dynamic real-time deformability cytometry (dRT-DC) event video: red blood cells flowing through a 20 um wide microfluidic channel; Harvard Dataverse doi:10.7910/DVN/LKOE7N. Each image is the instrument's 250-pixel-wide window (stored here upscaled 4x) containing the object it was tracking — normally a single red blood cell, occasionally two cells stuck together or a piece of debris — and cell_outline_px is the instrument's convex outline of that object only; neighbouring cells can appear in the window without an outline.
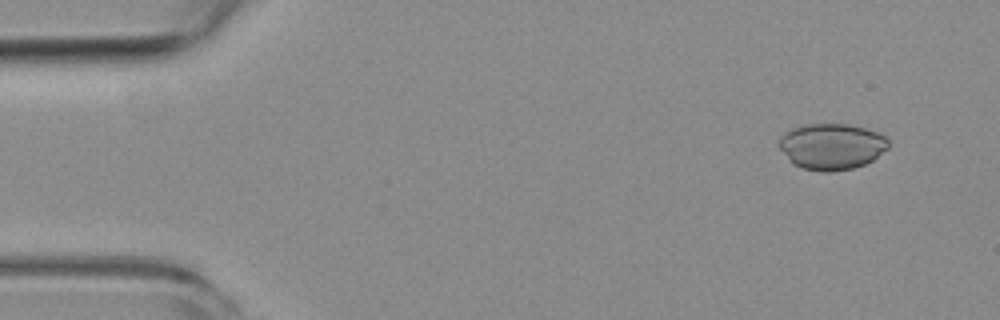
{"species": "common noctule bat (a hibernating species)", "species_latin": "Nyctalus noctula", "temperature_condition": "room temperature", "stored_images_in_passage": 20, "camera_frame_rate_fps": 3000, "um_per_image_px": 0.085, "animal": {"sex": "female", "body_mass_g": 19.3, "forearm_length_mm": 54.1}, "frame": {"image": 1, "passage_image": 4, "time_ms": 1.0, "image_size_px": [1000, 320], "cell_outline_px": [[888, 148], [872, 160], [864, 164], [852, 168], [828, 172], [824, 172], [800, 168], [792, 164], [776, 144], [780, 136], [784, 132], [792, 128], [804, 124], [848, 124], [864, 128], [876, 132], [884, 136], [888, 140]], "centroid_in_image_um": [70.63, 12.45], "position_along_channel_um": 14.4, "area_um2": 29.54}}
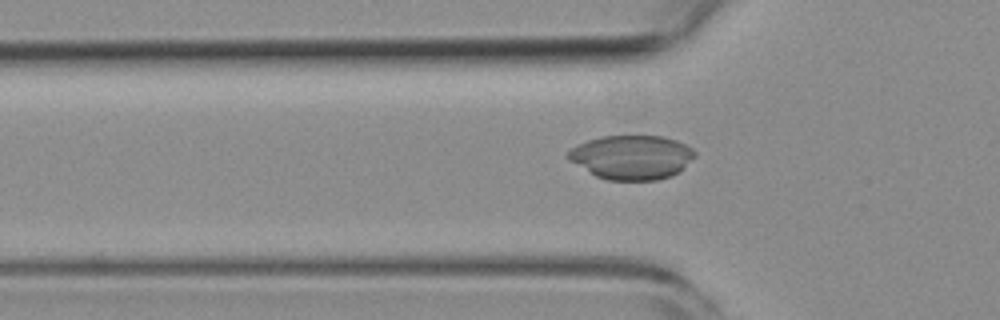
{"frame": {"image": 2, "passage_image": 17, "time_ms": 5.333, "image_size_px": [1000, 320], "cell_outline_px": [[696, 156], [680, 172], [672, 176], [656, 180], [608, 180], [596, 176], [568, 160], [564, 156], [572, 148], [588, 140], [600, 136], [664, 136], [676, 140], [692, 148], [696, 152]], "centroid_in_image_um": [53.71, 13.37], "position_along_channel_um": 72.1, "area_um2": 32.77}}